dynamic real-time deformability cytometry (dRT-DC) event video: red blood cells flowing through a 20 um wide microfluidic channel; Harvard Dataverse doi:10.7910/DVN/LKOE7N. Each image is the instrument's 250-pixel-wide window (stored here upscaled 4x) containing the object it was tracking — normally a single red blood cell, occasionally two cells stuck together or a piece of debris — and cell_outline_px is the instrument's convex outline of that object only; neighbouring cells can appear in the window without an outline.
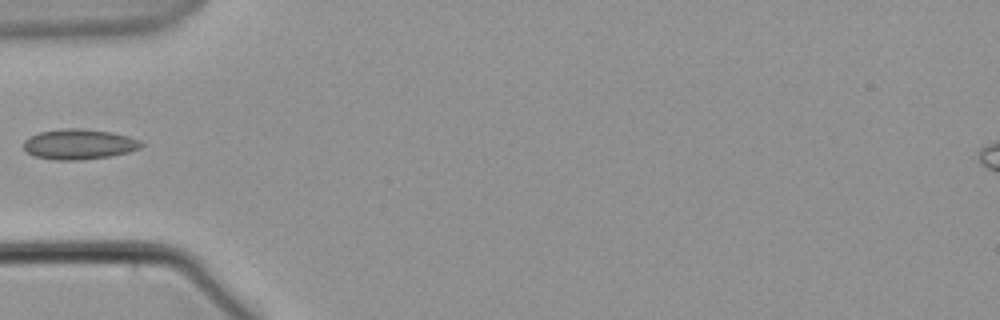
{"species": "common noctule bat (a hibernating species)", "species_latin": "Nyctalus noctula", "temperature_condition": "warm", "stored_images_in_passage": 39, "camera_frame_rate_fps": 3000, "um_per_image_px": 0.085, "animal": {"sex": "male", "body_mass_g": 21.5, "forearm_length_mm": 52.0}, "frame": {"image": 1, "passage_image": 1, "time_ms": 0.0, "image_size_px": [1000, 320], "cell_outline_px": [[144, 144], [140, 148], [128, 152], [112, 156], [80, 160], [56, 160], [32, 156], [24, 148], [24, 140], [28, 136], [40, 132], [64, 128], [84, 128], [112, 132], [128, 136], [140, 140]], "centroid_in_image_um": [6.72, 12.25], "position_along_channel_um": 78.3, "area_um2": 20.98}}
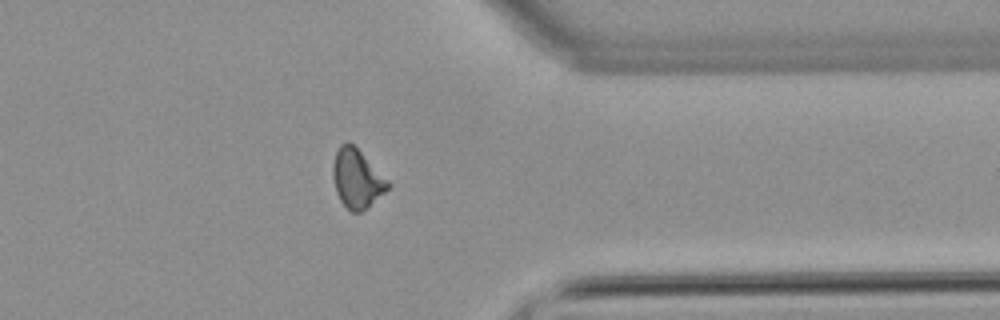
{"frame": {"image": 2, "passage_image": 27, "time_ms": 8.667, "image_size_px": [1000, 320], "cell_outline_px": [[392, 184], [368, 208], [360, 212], [352, 212], [340, 200], [336, 192], [332, 176], [332, 164], [336, 152], [340, 144], [348, 140]], "centroid_in_image_um": [30.31, 15.19], "position_along_channel_um": 381.1, "area_um2": 18.67}}
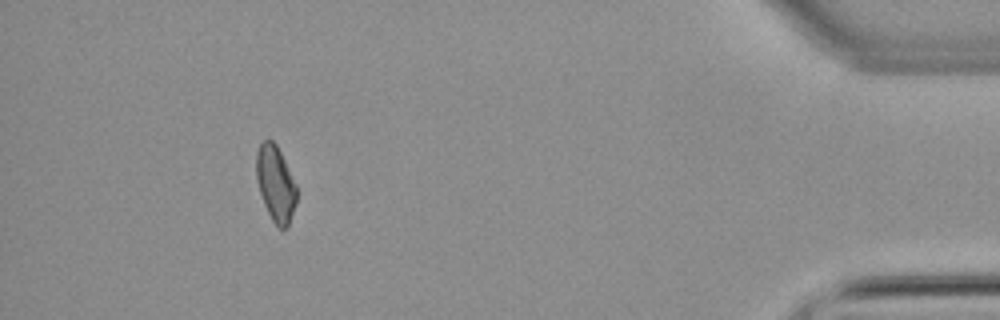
{"frame": {"image": 3, "passage_image": 34, "time_ms": 11.0, "image_size_px": [1000, 320], "cell_outline_px": [[296, 204], [288, 228], [280, 228], [272, 220], [264, 204], [256, 180], [256, 152], [260, 144], [264, 140], [272, 140], [276, 144], [296, 184]], "centroid_in_image_um": [23.42, 15.62], "position_along_channel_um": 411.8, "area_um2": 17.69}}